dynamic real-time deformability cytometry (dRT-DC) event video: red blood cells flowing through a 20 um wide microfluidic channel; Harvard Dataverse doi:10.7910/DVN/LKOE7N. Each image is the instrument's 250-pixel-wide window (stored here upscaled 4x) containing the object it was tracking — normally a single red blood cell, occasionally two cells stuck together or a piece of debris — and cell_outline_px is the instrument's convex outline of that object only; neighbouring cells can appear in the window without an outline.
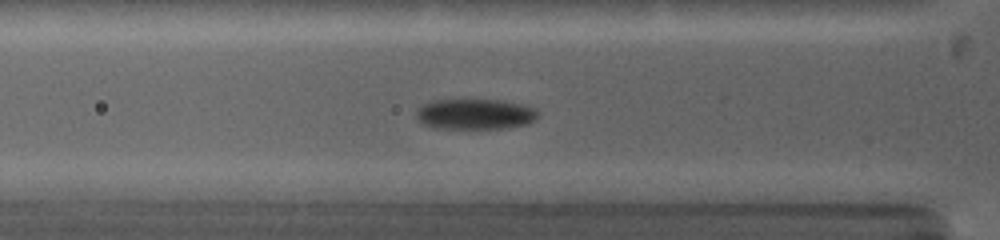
{"species": "common noctule bat (a hibernating species)", "species_latin": "Nyctalus noctula", "temperature_condition": "warm", "stored_images_in_passage": 33, "camera_frame_rate_fps": 5000, "um_per_image_px": 0.085, "animal": {"sex": "female", "body_mass_g": 19.0, "forearm_length_mm": 53.3}, "frame": {"image": 1, "passage_image": 7, "time_ms": 2.6, "image_size_px": [1000, 240], "cell_outline_px": [[540, 116], [536, 120], [524, 124], [504, 128], [432, 128], [424, 124], [416, 116], [416, 108], [432, 100], [504, 100], [524, 104], [536, 108], [540, 112]], "centroid_in_image_um": [40.42, 9.69], "position_along_channel_um": 85.4, "area_um2": 21.85}}
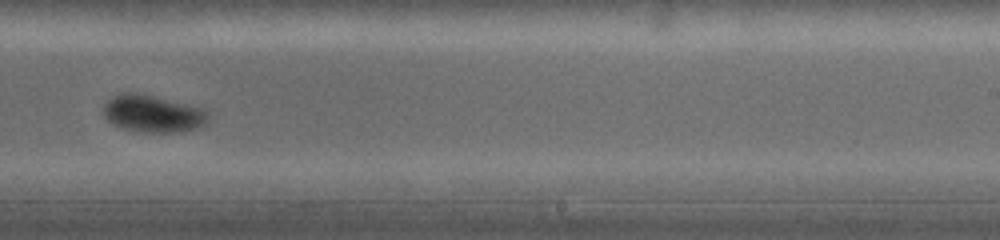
{"frame": {"image": 2, "passage_image": 19, "time_ms": 7.2, "image_size_px": [1000, 240], "cell_outline_px": [[208, 120], [204, 124], [196, 128], [176, 132], [148, 132], [120, 128], [112, 124], [104, 116], [104, 104], [112, 96], [120, 92], [136, 92], [204, 108], [208, 116]], "centroid_in_image_um": [12.95, 9.65], "position_along_channel_um": 276.0, "area_um2": 22.6}}
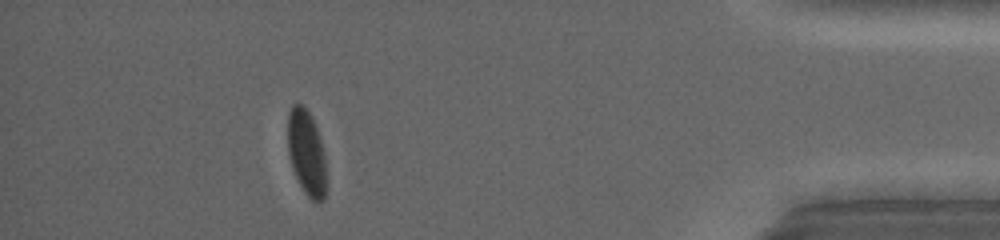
{"frame": {"image": 3, "passage_image": 30, "time_ms": 11.8, "image_size_px": [1000, 240], "cell_outline_px": [[328, 188], [324, 200], [312, 200], [304, 192], [292, 168], [288, 156], [288, 112], [292, 104], [300, 104], [312, 116], [320, 140], [324, 156], [328, 180]], "centroid_in_image_um": [26.07, 13.03], "position_along_channel_um": 409.1, "area_um2": 19.36}, "authors_computed_cell_mechanics": {"area_um2": 22.1374, "velocity_mm_per_s": 4.1526, "shape_relaxation_time_tau1_ms": 4.3343, "shape_relaxation_time_tau2_ms": null, "deformation_change_tau1": 0.1682, "deformation_change_tau2": null}}